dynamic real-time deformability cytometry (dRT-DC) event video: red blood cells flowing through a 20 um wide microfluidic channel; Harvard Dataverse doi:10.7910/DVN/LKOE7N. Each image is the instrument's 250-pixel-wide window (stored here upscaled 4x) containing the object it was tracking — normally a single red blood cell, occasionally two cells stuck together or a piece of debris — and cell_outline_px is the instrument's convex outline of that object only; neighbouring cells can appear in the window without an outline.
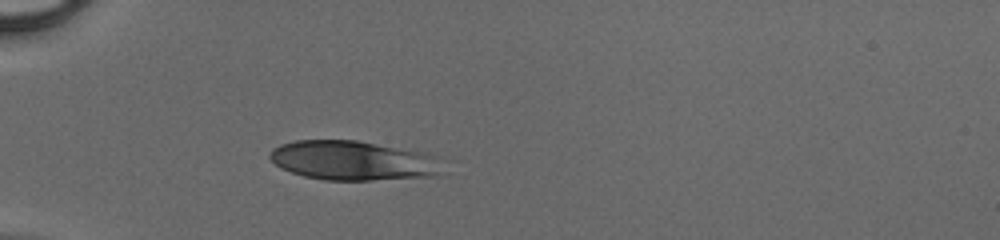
{"species": "human", "species_latin": "Homo sapiens", "temperature_condition": "cold", "stored_images_in_passage": 34, "camera_frame_rate_fps": 3000, "um_per_image_px": 0.085, "donor": {"sex": "male"}, "frame": {"image": 1, "passage_image": 1, "time_ms": 0.0, "image_size_px": [1000, 240], "cell_outline_px": [[452, 160], [436, 176], [372, 180], [324, 180], [304, 176], [280, 168], [268, 156], [272, 148], [280, 144], [296, 140], [356, 140], [436, 152]], "centroid_in_image_um": [30.25, 13.63], "position_along_channel_um": 54.8, "area_um2": 41.38}}
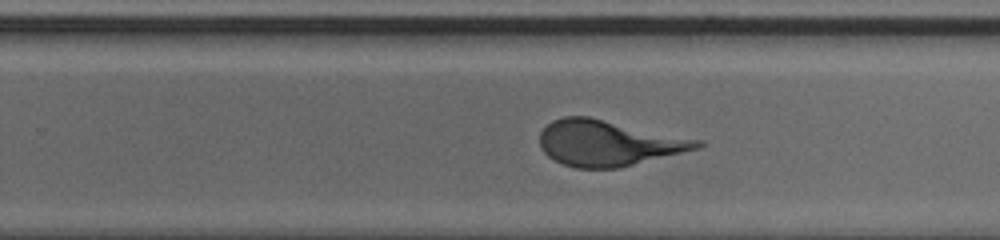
{"frame": {"image": 2, "passage_image": 18, "time_ms": 5.667, "image_size_px": [1000, 240], "cell_outline_px": [[708, 144], [700, 148], [616, 168], [576, 168], [564, 164], [548, 156], [540, 148], [540, 132], [552, 120], [564, 116], [588, 116], [704, 140]], "centroid_in_image_um": [51.74, 12.14], "position_along_channel_um": 278.1, "area_um2": 41.91}}
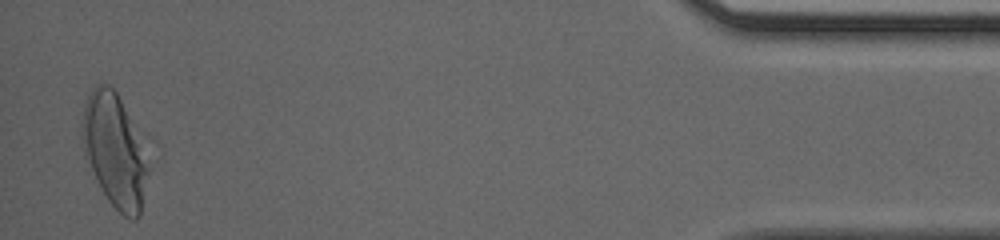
{"frame": {"image": 3, "passage_image": 33, "time_ms": 10.667, "image_size_px": [1000, 240], "cell_outline_px": [[160, 144], [140, 216], [136, 220], [132, 220], [124, 216], [108, 200], [92, 168], [88, 156], [84, 140], [84, 104], [92, 88], [96, 84], [108, 84], [116, 92]], "centroid_in_image_um": [10.1, 12.74], "position_along_channel_um": 425.1, "area_um2": 47.63}}